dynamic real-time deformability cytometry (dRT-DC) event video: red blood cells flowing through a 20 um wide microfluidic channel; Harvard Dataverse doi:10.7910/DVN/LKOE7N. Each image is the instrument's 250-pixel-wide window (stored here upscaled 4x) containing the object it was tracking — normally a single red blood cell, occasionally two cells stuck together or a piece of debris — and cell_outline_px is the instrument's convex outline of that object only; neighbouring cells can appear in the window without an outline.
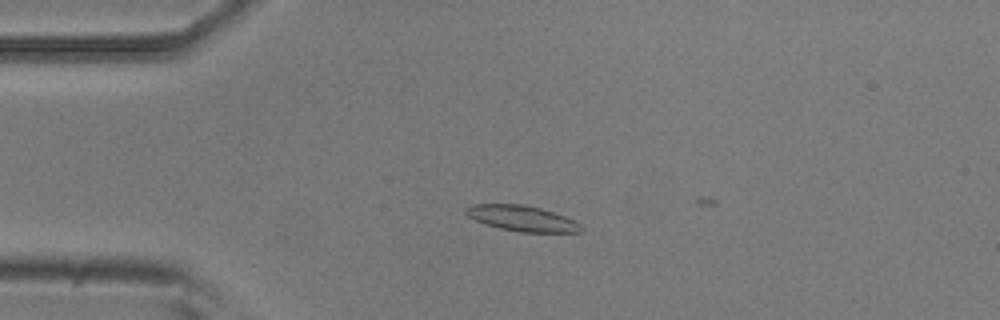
{"species": "common noctule bat (a hibernating species)", "species_latin": "Nyctalus noctula", "temperature_condition": "room temperature", "stored_images_in_passage": 14, "camera_frame_rate_fps": 3000, "um_per_image_px": 0.085, "animal": {"sex": "male", "body_mass_g": 20.5, "forearm_length_mm": 52.5}, "frame": {"image": 1, "passage_image": 13, "time_ms": 4.0, "image_size_px": [1000, 320], "cell_outline_px": [[584, 232], [520, 232], [500, 228], [484, 224], [468, 216], [464, 212], [464, 208], [472, 204], [524, 204], [540, 208], [576, 220], [584, 228]], "centroid_in_image_um": [44.38, 18.56], "position_along_channel_um": 40.6, "area_um2": 17.28}}